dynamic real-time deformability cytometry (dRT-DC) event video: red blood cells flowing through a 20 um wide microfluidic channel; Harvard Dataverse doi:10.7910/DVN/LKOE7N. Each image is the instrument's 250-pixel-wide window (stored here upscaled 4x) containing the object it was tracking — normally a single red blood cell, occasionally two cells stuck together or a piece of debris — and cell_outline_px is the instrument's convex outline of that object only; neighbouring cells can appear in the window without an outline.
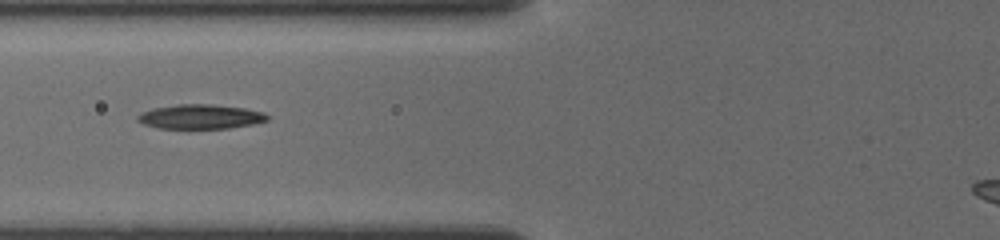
{"species": "common noctule bat (a hibernating species)", "species_latin": "Nyctalus noctula", "temperature_condition": "cold", "stored_images_in_passage": 27, "camera_frame_rate_fps": 3000, "um_per_image_px": 0.085, "animal": {"sex": "female", "body_mass_g": 19.5, "forearm_length_mm": 54.1}, "frame": {"image": 1, "passage_image": 2, "time_ms": 1.0, "image_size_px": [1000, 240], "cell_outline_px": [[268, 120], [252, 124], [228, 128], [188, 132], [156, 128], [144, 124], [136, 120], [136, 116], [152, 108], [180, 104], [208, 104], [244, 108], [264, 112], [268, 116]], "centroid_in_image_um": [16.97, 9.97], "position_along_channel_um": 108.8, "area_um2": 19.36}}
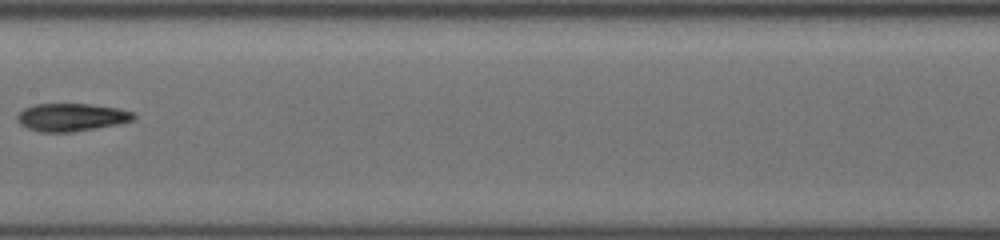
{"frame": {"image": 2, "passage_image": 6, "time_ms": 3.333, "image_size_px": [1000, 240], "cell_outline_px": [[136, 116], [132, 120], [116, 124], [96, 128], [72, 132], [40, 132], [28, 128], [20, 124], [16, 120], [16, 116], [24, 108], [36, 104], [88, 104], [116, 108], [132, 112]], "centroid_in_image_um": [6.02, 9.97], "position_along_channel_um": 201.4, "area_um2": 18.67}}
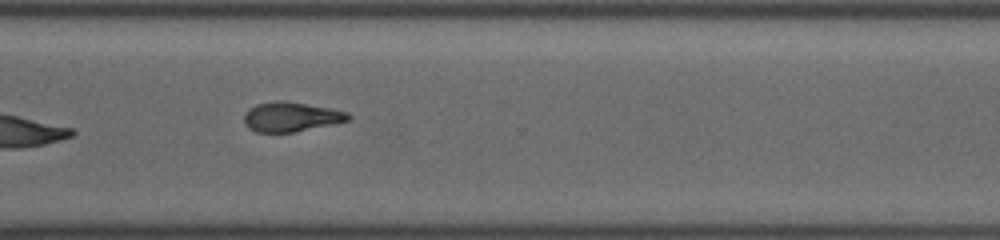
{"frame": {"image": 3, "passage_image": 17, "time_ms": 7.0, "image_size_px": [1000, 240], "cell_outline_px": [[352, 116], [348, 120], [292, 132], [256, 132], [248, 128], [244, 124], [244, 116], [248, 108], [256, 104], [280, 100], [328, 108], [348, 112]], "centroid_in_image_um": [24.67, 9.93], "position_along_channel_um": 345.9, "area_um2": 17.57}}